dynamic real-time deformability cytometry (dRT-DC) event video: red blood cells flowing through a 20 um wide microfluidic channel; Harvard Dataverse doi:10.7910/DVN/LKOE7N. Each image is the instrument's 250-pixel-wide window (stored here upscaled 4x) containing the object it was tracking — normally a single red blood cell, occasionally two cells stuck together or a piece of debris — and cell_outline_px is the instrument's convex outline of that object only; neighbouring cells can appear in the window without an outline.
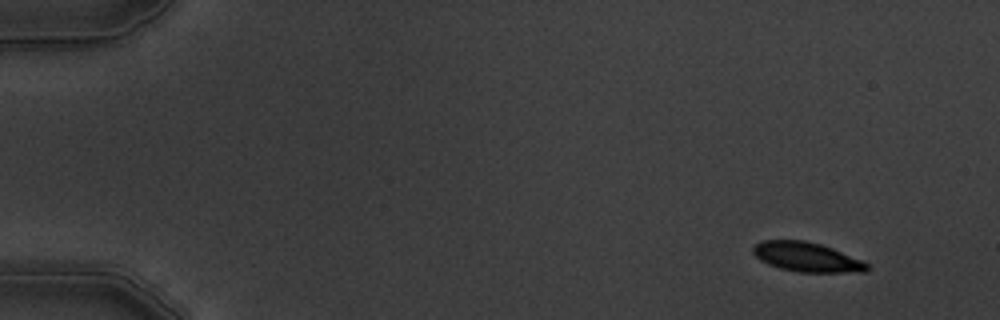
{"species": "common noctule bat (a hibernating species)", "species_latin": "Nyctalus noctula", "temperature_condition": "warm", "stored_images_in_passage": 10, "camera_frame_rate_fps": 3000, "um_per_image_px": 0.085, "animal": {"sex": "male", "body_mass_g": 19.5, "forearm_length_mm": 54.6}, "frame": {"image": 1, "passage_image": 1, "time_ms": 0.0, "image_size_px": [1000, 320], "cell_outline_px": [[868, 268], [864, 272], [800, 272], [780, 268], [768, 264], [760, 260], [752, 252], [752, 248], [756, 244], [764, 240], [804, 240], [820, 244], [832, 248], [864, 260], [868, 264]], "centroid_in_image_um": [68.59, 21.85], "position_along_channel_um": 16.4, "area_um2": 19.54}}
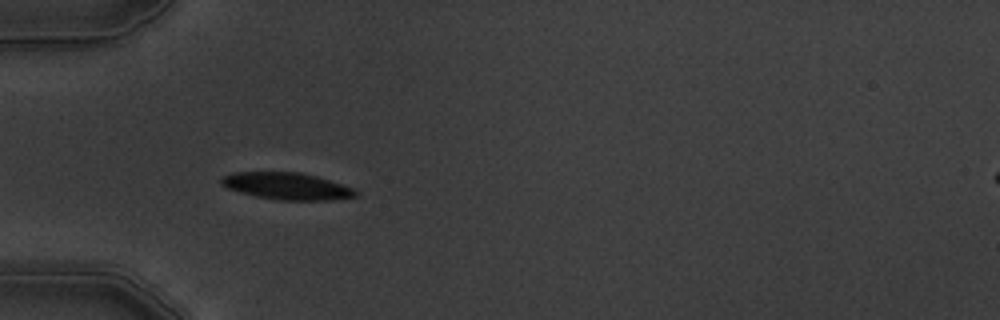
{"frame": {"image": 2, "passage_image": 5, "time_ms": 4.333, "image_size_px": [1000, 320], "cell_outline_px": [[360, 192], [356, 196], [332, 200], [280, 200], [256, 196], [240, 192], [228, 188], [220, 184], [220, 180], [224, 176], [232, 172], [300, 172], [316, 176], [344, 184], [356, 188]], "centroid_in_image_um": [24.44, 15.82], "position_along_channel_um": 60.6, "area_um2": 21.21}}